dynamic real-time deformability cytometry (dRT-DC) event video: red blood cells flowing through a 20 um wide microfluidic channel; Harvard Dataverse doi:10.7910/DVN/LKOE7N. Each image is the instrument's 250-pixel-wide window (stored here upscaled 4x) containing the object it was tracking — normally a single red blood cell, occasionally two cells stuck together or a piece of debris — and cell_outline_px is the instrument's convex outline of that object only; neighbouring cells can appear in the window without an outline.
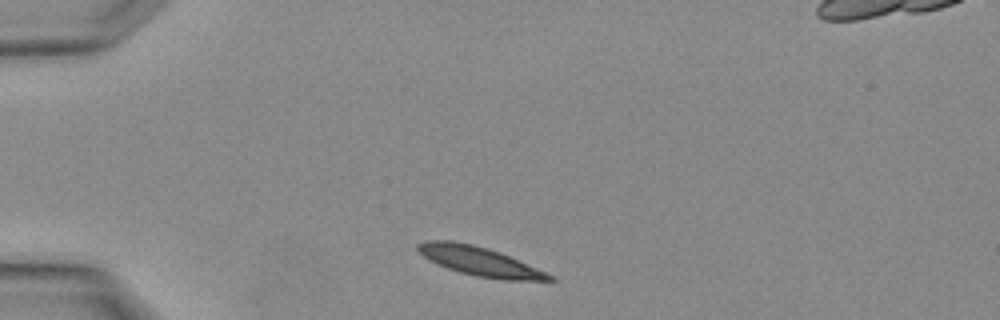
{"species": "Egyptian fruit bat (a non-hibernating species)", "species_latin": "Rousettus aegyptiacus", "temperature_condition": "warm", "stored_images_in_passage": 1, "camera_frame_rate_fps": 3000, "um_per_image_px": 0.085, "animal": {"sex": "female"}, "frame": {"image": 1, "passage_image": 1, "time_ms": 0.0, "image_size_px": [1000, 320], "cell_outline_px": [[556, 280], [504, 280], [476, 276], [460, 272], [448, 268], [424, 256], [416, 248], [416, 244], [424, 240], [452, 240], [472, 244], [488, 248], [500, 252], [556, 276]], "centroid_in_image_um": [40.79, 22.2], "position_along_channel_um": 44.2, "area_um2": 22.08}}